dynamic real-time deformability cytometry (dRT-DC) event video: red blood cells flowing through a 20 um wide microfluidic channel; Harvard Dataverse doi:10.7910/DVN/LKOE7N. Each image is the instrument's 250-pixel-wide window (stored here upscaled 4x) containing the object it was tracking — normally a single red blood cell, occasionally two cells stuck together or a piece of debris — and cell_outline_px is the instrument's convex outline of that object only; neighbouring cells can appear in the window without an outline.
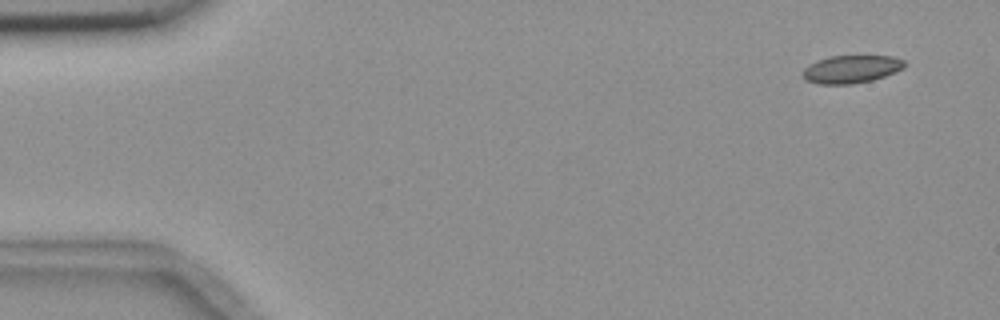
{"species": "common noctule bat (a hibernating species)", "species_latin": "Nyctalus noctula", "temperature_condition": "room temperature", "stored_images_in_passage": 5, "camera_frame_rate_fps": 3000, "um_per_image_px": 0.085, "animal": {"sex": "female", "body_mass_g": 18.4}, "frame": {"image": 1, "passage_image": 1, "time_ms": 0.0, "image_size_px": [1000, 320], "cell_outline_px": [[904, 68], [884, 76], [872, 80], [852, 84], [820, 84], [804, 80], [804, 68], [808, 64], [816, 60], [828, 56], [892, 56], [904, 60]], "centroid_in_image_um": [72.33, 5.87], "position_along_channel_um": 12.7, "area_um2": 16.47}}
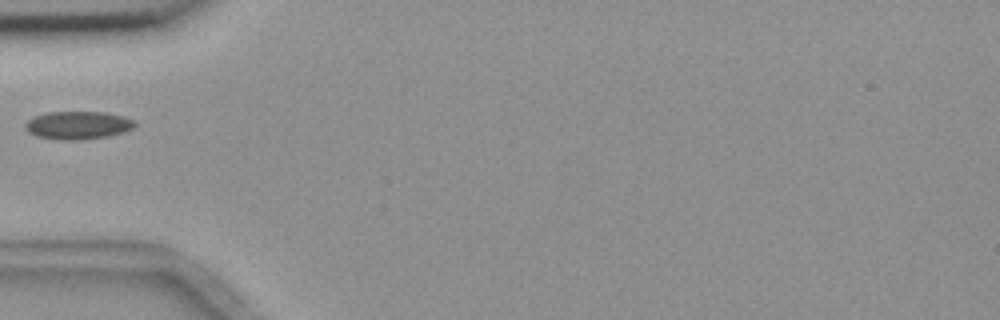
{"frame": {"image": 2, "passage_image": 5, "time_ms": 5.0, "image_size_px": [1000, 320], "cell_outline_px": [[136, 124], [132, 128], [124, 132], [108, 136], [80, 140], [60, 140], [36, 136], [28, 132], [24, 124], [28, 120], [36, 116], [48, 112], [104, 112], [124, 116], [132, 120]], "centroid_in_image_um": [6.62, 10.65], "position_along_channel_um": 78.4, "area_um2": 17.8}}